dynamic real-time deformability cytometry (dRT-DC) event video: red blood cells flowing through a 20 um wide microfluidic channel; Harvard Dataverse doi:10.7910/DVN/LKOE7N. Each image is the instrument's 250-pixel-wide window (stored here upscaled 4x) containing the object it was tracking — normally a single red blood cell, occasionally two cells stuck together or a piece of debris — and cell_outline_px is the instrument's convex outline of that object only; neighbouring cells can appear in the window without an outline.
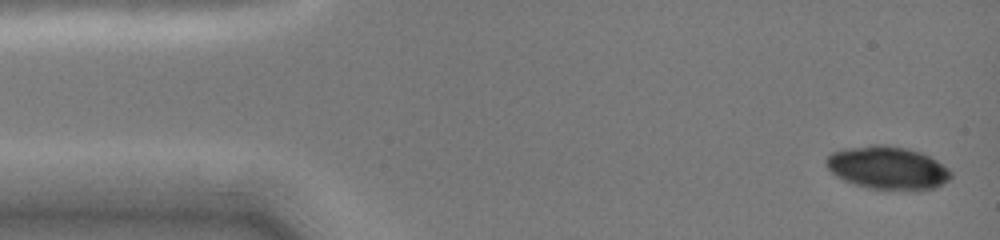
{"species": "common noctule bat (a hibernating species)", "species_latin": "Nyctalus noctula", "temperature_condition": "cold", "stored_images_in_passage": 11, "camera_frame_rate_fps": 3000, "um_per_image_px": 0.085, "animal": {"sex": "female", "body_mass_g": 19.0, "forearm_length_mm": 51.5}, "frame": {"image": 1, "passage_image": 1, "time_ms": 0.0, "image_size_px": [1000, 240], "cell_outline_px": [[952, 176], [944, 184], [936, 188], [920, 192], [912, 192], [868, 188], [844, 180], [836, 176], [828, 168], [824, 160], [832, 152], [844, 148], [872, 144], [880, 144], [908, 148], [920, 152], [936, 160], [948, 168], [952, 172]], "centroid_in_image_um": [75.48, 14.29], "position_along_channel_um": 9.5, "area_um2": 31.91}}